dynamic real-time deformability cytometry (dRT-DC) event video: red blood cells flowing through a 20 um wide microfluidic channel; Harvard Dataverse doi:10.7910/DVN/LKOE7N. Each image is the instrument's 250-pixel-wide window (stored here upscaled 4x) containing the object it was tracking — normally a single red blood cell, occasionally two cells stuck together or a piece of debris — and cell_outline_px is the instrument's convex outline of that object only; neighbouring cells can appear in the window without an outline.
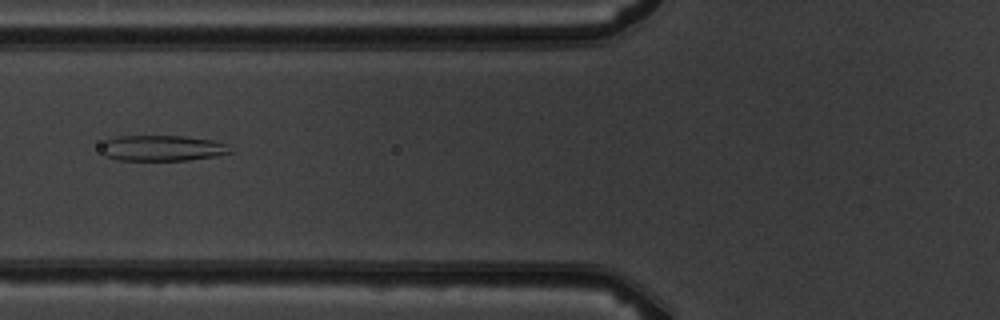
{"species": "common noctule bat (a hibernating species)", "species_latin": "Nyctalus noctula", "temperature_condition": "warm", "stored_images_in_passage": 2, "camera_frame_rate_fps": 3000, "um_per_image_px": 0.085, "animal": {"sex": "male", "body_mass_g": 19.5, "forearm_length_mm": 54.6}, "frame": {"image": 1, "passage_image": 2, "time_ms": 1.333, "image_size_px": [1000, 320], "cell_outline_px": [[232, 152], [216, 156], [188, 160], [116, 160], [104, 156], [100, 144], [116, 136], [184, 136], [212, 140], [228, 144]], "centroid_in_image_um": [13.78, 12.59], "position_along_channel_um": 112.0, "area_um2": 19.42}}